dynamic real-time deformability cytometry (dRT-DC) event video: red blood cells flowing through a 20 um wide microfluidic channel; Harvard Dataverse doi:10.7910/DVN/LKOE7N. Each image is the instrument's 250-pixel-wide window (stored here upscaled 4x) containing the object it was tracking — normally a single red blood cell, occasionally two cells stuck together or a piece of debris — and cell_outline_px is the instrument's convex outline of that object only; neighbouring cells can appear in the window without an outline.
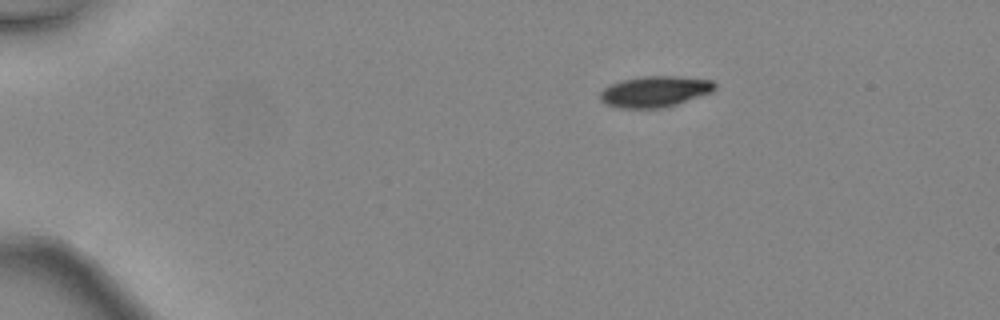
{"species": "common noctule bat (a hibernating species)", "species_latin": "Nyctalus noctula", "temperature_condition": "warm", "stored_images_in_passage": 39, "camera_frame_rate_fps": 3000, "um_per_image_px": 0.085, "animal": {"sex": "female", "body_mass_g": 24.6, "forearm_length_mm": 56.2}, "frame": {"image": 1, "passage_image": 1, "time_ms": 0.0, "image_size_px": [1000, 320], "cell_outline_px": [[716, 88], [712, 92], [664, 108], [616, 108], [604, 104], [600, 100], [600, 92], [604, 88], [612, 84], [624, 80], [644, 76], [676, 76], [712, 80], [716, 84]], "centroid_in_image_um": [55.65, 7.79], "position_along_channel_um": 29.3, "area_um2": 20.69}}
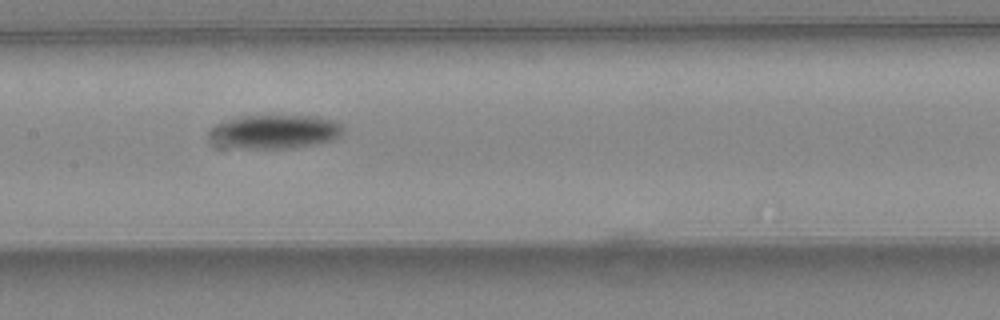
{"frame": {"image": 2, "passage_image": 17, "time_ms": 5.333, "image_size_px": [1000, 320], "cell_outline_px": [[344, 132], [340, 136], [332, 140], [320, 144], [296, 148], [220, 148], [212, 136], [212, 128], [216, 124], [224, 120], [240, 116], [316, 116], [336, 120], [344, 128]], "centroid_in_image_um": [23.41, 11.2], "position_along_channel_um": 184.0, "area_um2": 26.7}}
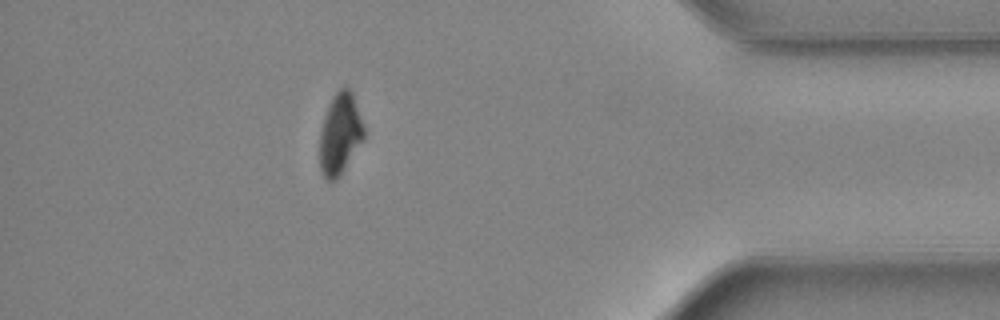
{"frame": {"image": 3, "passage_image": 34, "time_ms": 11.0, "image_size_px": [1000, 320], "cell_outline_px": [[364, 140], [336, 180], [324, 180], [320, 172], [320, 132], [324, 116], [328, 104], [332, 96], [340, 88], [348, 88], [352, 92], [364, 128]], "centroid_in_image_um": [28.88, 11.4], "position_along_channel_um": 406.3, "area_um2": 20.87}, "authors_computed_cell_mechanics": {"area_um2": 22.8888, "velocity_mm_per_s": 4.5464, "shape_relaxation_time_tau1_ms": 2.9688, "shape_relaxation_time_tau2_ms": null, "deformation_change_tau1": 0.1138, "deformation_change_tau2": null}}